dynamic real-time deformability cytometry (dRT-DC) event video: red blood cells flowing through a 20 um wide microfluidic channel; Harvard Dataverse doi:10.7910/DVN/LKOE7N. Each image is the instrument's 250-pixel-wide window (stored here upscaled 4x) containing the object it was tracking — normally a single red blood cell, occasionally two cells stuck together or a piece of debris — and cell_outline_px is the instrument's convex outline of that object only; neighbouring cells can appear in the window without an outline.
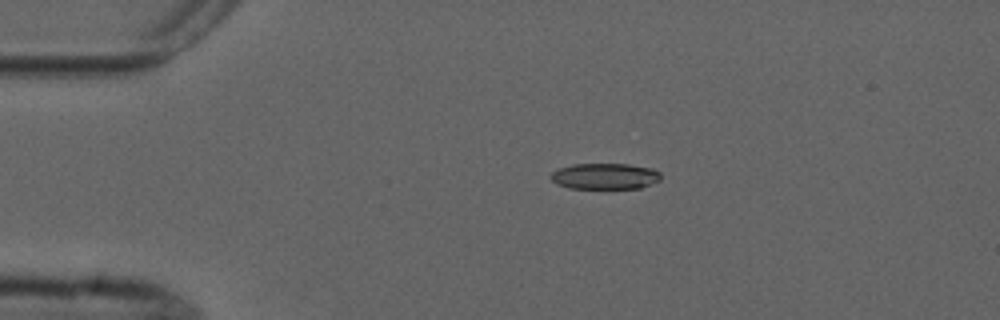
{"species": "common noctule bat (a hibernating species)", "species_latin": "Nyctalus noctula", "temperature_condition": "cold", "stored_images_in_passage": 2, "camera_frame_rate_fps": 3000, "um_per_image_px": 0.085, "animal": {"sex": "male", "forearm_length_mm": 52.5}, "frame": {"image": 1, "passage_image": 1, "time_ms": 0.0, "image_size_px": [1000, 320], "cell_outline_px": [[660, 180], [640, 188], [568, 188], [556, 184], [548, 176], [552, 172], [560, 168], [572, 164], [628, 164], [652, 168], [660, 172]], "centroid_in_image_um": [51.39, 14.97], "position_along_channel_um": 33.6, "area_um2": 16.7}}